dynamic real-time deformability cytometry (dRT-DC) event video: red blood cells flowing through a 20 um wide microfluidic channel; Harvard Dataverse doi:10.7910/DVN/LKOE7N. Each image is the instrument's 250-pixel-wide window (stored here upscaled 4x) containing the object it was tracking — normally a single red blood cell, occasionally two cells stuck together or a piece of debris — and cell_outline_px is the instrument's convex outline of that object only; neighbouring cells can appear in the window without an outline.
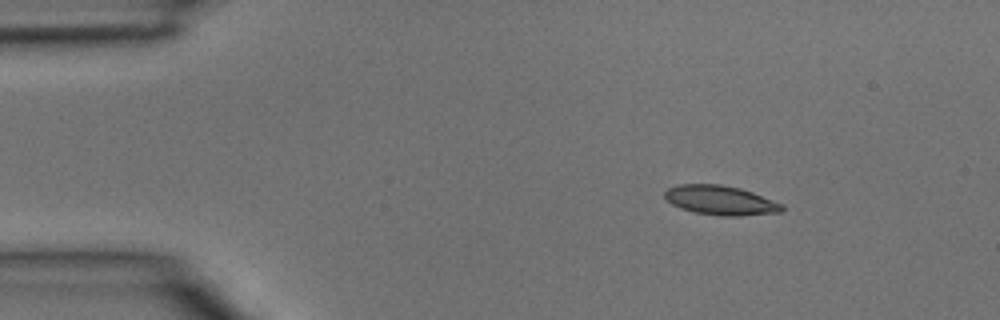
{"species": "common noctule bat (a hibernating species)", "species_latin": "Nyctalus noctula", "temperature_condition": "room temperature", "stored_images_in_passage": 3, "camera_frame_rate_fps": 3000, "um_per_image_px": 0.085, "animal": {"sex": "male", "body_mass_g": 15.6}, "frame": {"image": 1, "passage_image": 1, "time_ms": 0.0, "image_size_px": [1000, 320], "cell_outline_px": [[784, 208], [780, 212], [740, 216], [724, 216], [696, 212], [680, 208], [672, 204], [664, 196], [664, 192], [668, 188], [676, 184], [720, 184], [740, 188], [752, 192], [784, 204]], "centroid_in_image_um": [61.24, 17.01], "position_along_channel_um": 23.8, "area_um2": 20.06}}
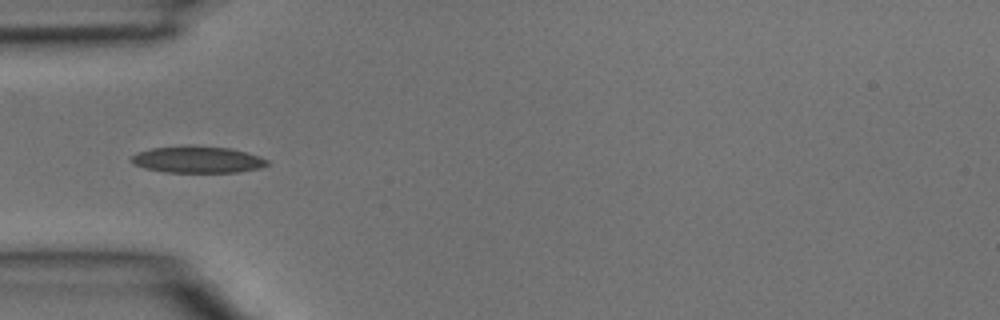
{"frame": {"image": 2, "passage_image": 3, "time_ms": 0.667, "image_size_px": [1000, 320], "cell_outline_px": [[272, 164], [260, 168], [236, 172], [164, 172], [144, 168], [128, 160], [136, 152], [152, 148], [184, 144], [192, 144], [232, 148], [260, 156], [268, 160]], "centroid_in_image_um": [16.8, 13.54], "position_along_channel_um": 68.2, "area_um2": 21.68}}